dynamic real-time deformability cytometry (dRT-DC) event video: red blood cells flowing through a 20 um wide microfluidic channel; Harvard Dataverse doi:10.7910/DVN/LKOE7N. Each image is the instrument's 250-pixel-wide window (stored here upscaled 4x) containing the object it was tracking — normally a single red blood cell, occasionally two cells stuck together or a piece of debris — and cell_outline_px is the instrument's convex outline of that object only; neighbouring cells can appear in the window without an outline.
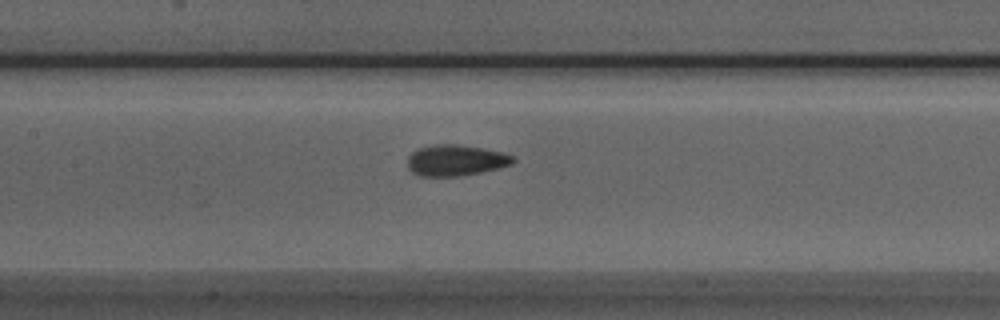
{"species": "Egyptian fruit bat (a non-hibernating species)", "species_latin": "Rousettus aegyptiacus", "temperature_condition": "room temperature", "stored_images_in_passage": 14, "camera_frame_rate_fps": 3000, "um_per_image_px": 0.085, "animal": {"sex": "male"}, "frame": {"image": 1, "passage_image": 12, "time_ms": 3.667, "image_size_px": [1000, 320], "cell_outline_px": [[516, 160], [512, 164], [480, 172], [456, 176], [420, 176], [412, 172], [408, 168], [408, 156], [412, 152], [420, 148], [436, 144], [456, 144], [480, 148], [500, 152], [512, 156]], "centroid_in_image_um": [38.7, 13.63], "position_along_channel_um": 168.7, "area_um2": 18.73}}